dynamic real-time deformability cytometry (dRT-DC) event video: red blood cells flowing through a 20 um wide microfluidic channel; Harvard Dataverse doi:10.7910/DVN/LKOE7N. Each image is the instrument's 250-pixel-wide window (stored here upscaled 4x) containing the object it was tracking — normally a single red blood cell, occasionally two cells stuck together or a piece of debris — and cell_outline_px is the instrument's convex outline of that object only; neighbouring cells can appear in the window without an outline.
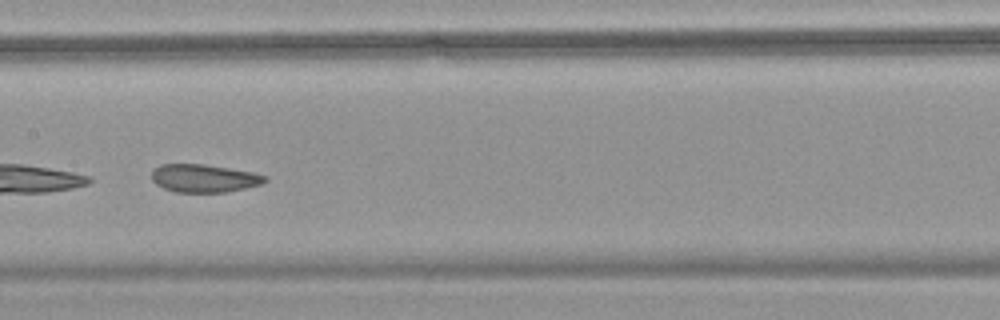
{"species": "common noctule bat (a hibernating species)", "species_latin": "Nyctalus noctula", "temperature_condition": "warm", "stored_images_in_passage": 36, "camera_frame_rate_fps": 3000, "um_per_image_px": 0.085, "animal": {"sex": "female", "body_mass_g": 18.4}, "frame": {"image": 1, "passage_image": 11, "time_ms": 3.333, "image_size_px": [1000, 320], "cell_outline_px": [[268, 180], [264, 184], [224, 192], [176, 192], [164, 188], [156, 184], [152, 180], [152, 172], [160, 164], [204, 164], [252, 172], [268, 176]], "centroid_in_image_um": [17.37, 15.15], "position_along_channel_um": 190.0, "area_um2": 18.44}}
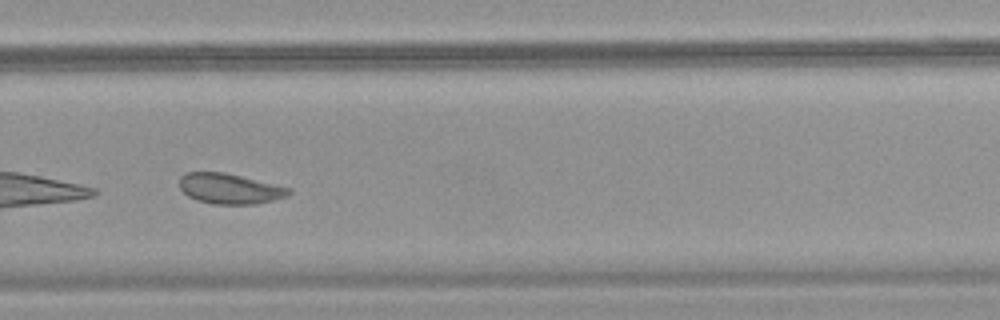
{"frame": {"image": 2, "passage_image": 21, "time_ms": 6.667, "image_size_px": [1000, 320], "cell_outline_px": [[292, 192], [288, 196], [256, 204], [212, 204], [196, 200], [188, 196], [180, 188], [180, 176], [184, 172], [224, 172], [292, 188]], "centroid_in_image_um": [19.53, 16.04], "position_along_channel_um": 310.3, "area_um2": 19.42}, "authors_computed_cell_mechanics": {"area_um2": 19.4208, "velocity_mm_per_s": 3.6176, "shape_relaxation_time_tau1_ms": null, "shape_relaxation_time_tau2_ms": 1.3568, "deformation_change_tau1": null, "deformation_change_tau2": 0.0491}}